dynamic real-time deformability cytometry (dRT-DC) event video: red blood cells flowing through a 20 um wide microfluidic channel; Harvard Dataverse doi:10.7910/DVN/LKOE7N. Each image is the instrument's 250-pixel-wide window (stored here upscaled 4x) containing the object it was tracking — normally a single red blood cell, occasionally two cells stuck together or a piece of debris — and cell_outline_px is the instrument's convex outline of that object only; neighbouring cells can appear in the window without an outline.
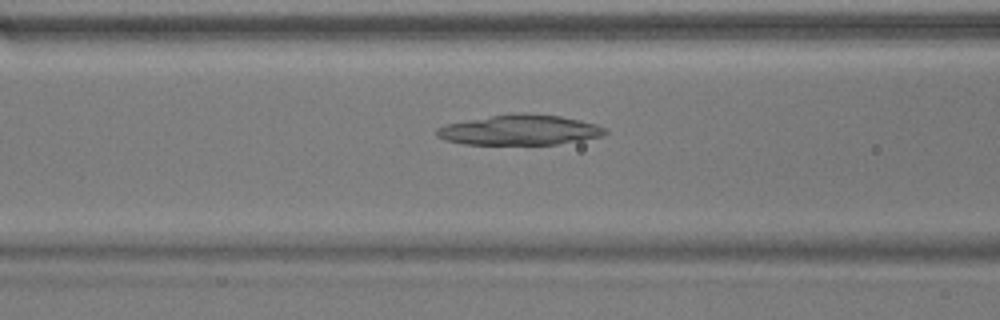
{"species": "common noctule bat (a hibernating species)", "species_latin": "Nyctalus noctula", "temperature_condition": "warm", "stored_images_in_passage": 53, "camera_frame_rate_fps": 3000, "um_per_image_px": 0.085, "animal": {"sex": "male", "body_mass_g": 17.9}, "frame": {"image": 1, "passage_image": 21, "time_ms": 6.667, "image_size_px": [1000, 320], "cell_outline_px": [[608, 132], [600, 136], [580, 140], [556, 144], [464, 144], [444, 140], [436, 136], [436, 128], [448, 124], [468, 120], [512, 112], [524, 112], [560, 116], [580, 120], [596, 124], [604, 128]], "centroid_in_image_um": [44.15, 11.04], "position_along_channel_um": 122.4, "area_um2": 29.54}}
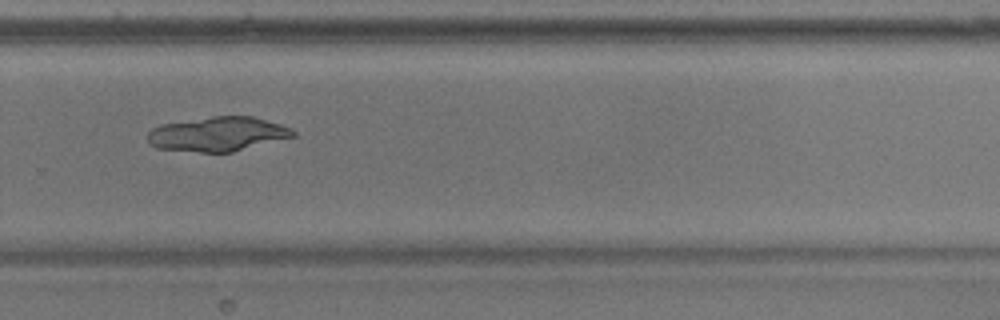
{"frame": {"image": 2, "passage_image": 36, "time_ms": 11.667, "image_size_px": [1000, 320], "cell_outline_px": [[296, 136], [232, 152], [200, 152], [156, 148], [148, 144], [148, 132], [152, 128], [160, 124], [212, 116], [252, 116], [280, 124], [296, 132]], "centroid_in_image_um": [18.48, 11.39], "position_along_channel_um": 311.3, "area_um2": 29.13}}
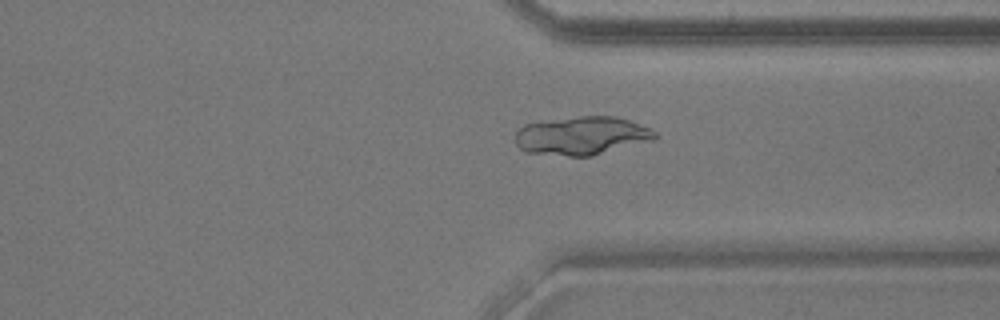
{"frame": {"image": 3, "passage_image": 40, "time_ms": 13.0, "image_size_px": [1000, 320], "cell_outline_px": [[656, 136], [652, 140], [592, 156], [568, 156], [524, 152], [516, 144], [516, 132], [524, 124], [576, 116], [616, 116], [628, 120], [648, 128], [656, 132]], "centroid_in_image_um": [49.42, 11.54], "position_along_channel_um": 362.0, "area_um2": 31.04}}